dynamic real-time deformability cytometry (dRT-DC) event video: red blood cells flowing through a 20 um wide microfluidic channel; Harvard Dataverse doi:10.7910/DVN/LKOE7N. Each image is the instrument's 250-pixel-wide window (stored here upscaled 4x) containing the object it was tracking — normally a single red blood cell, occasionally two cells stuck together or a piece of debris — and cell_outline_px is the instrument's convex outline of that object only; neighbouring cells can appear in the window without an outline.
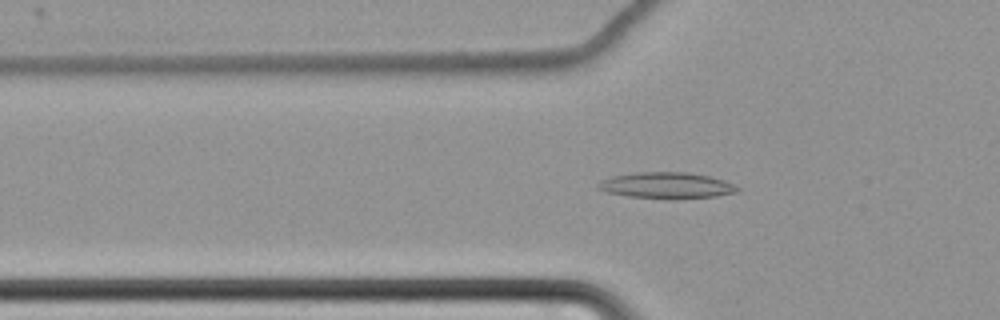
{"species": "common noctule bat (a hibernating species)", "species_latin": "Nyctalus noctula", "temperature_condition": "cold", "stored_images_in_passage": 64, "camera_frame_rate_fps": 3000, "um_per_image_px": 0.085, "animal": {"sex": "female", "body_mass_g": 22.7, "forearm_length_mm": 54.2}, "frame": {"image": 1, "passage_image": 24, "time_ms": 7.667, "image_size_px": [1000, 320], "cell_outline_px": [[740, 192], [716, 196], [672, 200], [668, 200], [628, 196], [608, 192], [596, 188], [596, 184], [600, 180], [612, 176], [636, 172], [688, 172], [708, 176], [724, 180], [740, 188]], "centroid_in_image_um": [56.66, 15.77], "position_along_channel_um": 69.1, "area_um2": 21.62}}
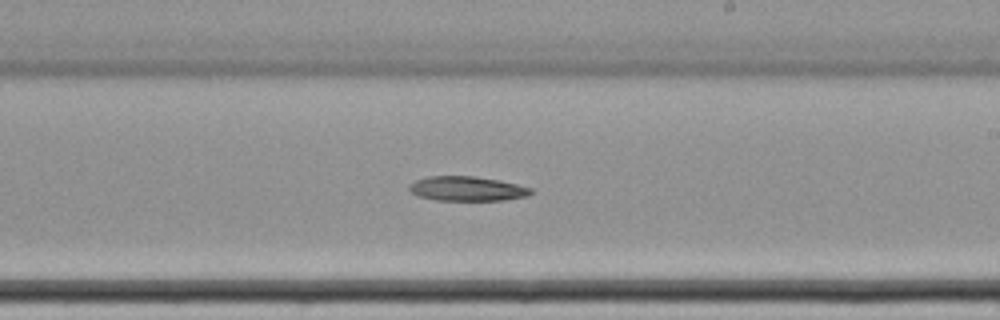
{"frame": {"image": 2, "passage_image": 40, "time_ms": 13.0, "image_size_px": [1000, 320], "cell_outline_px": [[536, 192], [528, 196], [504, 200], [436, 200], [416, 196], [408, 192], [408, 188], [416, 180], [428, 176], [476, 176], [500, 180], [532, 188]], "centroid_in_image_um": [39.72, 16.04], "position_along_channel_um": 249.3, "area_um2": 17.63}}
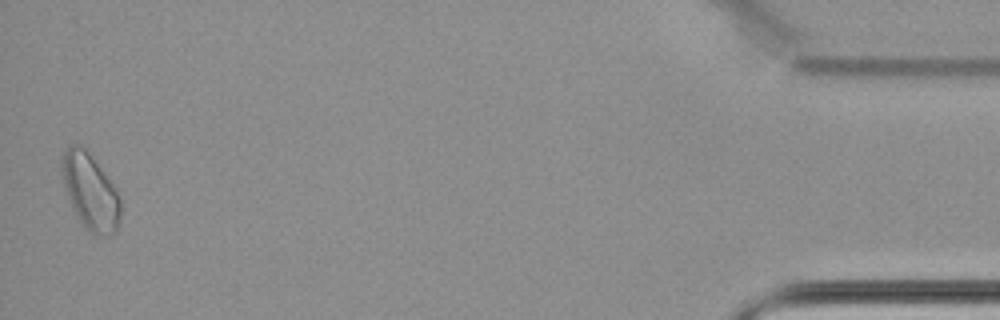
{"frame": {"image": 3, "passage_image": 63, "time_ms": 20.667, "image_size_px": [1000, 320], "cell_outline_px": [[120, 224], [112, 236], [92, 236], [88, 232], [80, 220], [68, 196], [60, 176], [60, 156], [68, 144], [80, 144], [88, 148], [108, 176], [120, 196]], "centroid_in_image_um": [7.66, 16.23], "position_along_channel_um": 427.5, "area_um2": 26.88}}